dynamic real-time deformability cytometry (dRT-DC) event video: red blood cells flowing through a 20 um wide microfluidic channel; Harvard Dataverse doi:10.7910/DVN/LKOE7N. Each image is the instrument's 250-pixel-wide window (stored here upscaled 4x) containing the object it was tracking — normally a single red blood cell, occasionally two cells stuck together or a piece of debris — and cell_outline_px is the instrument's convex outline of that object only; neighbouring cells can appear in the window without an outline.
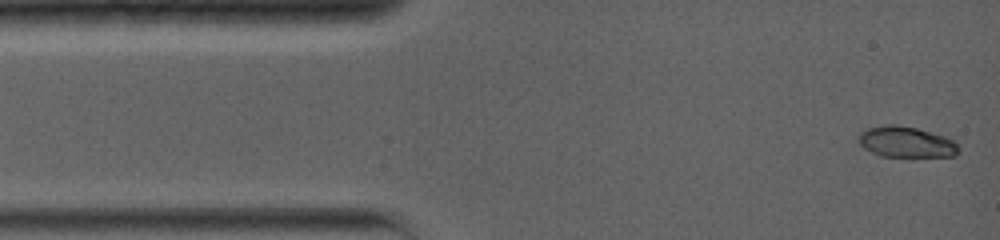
{"species": "common noctule bat (a hibernating species)", "species_latin": "Nyctalus noctula", "temperature_condition": "warm", "stored_images_in_passage": 42, "camera_frame_rate_fps": 5000, "um_per_image_px": 0.085, "animal": {"sex": "female", "body_mass_g": 19.0, "forearm_length_mm": 56.7}, "frame": {"image": 1, "passage_image": 1, "time_ms": 0.0, "image_size_px": [1000, 240], "cell_outline_px": [[960, 148], [956, 156], [880, 156], [864, 148], [860, 144], [856, 136], [860, 132], [868, 128], [888, 124], [896, 124], [916, 128], [932, 132], [944, 136], [952, 140]], "centroid_in_image_um": [77.0, 12.06], "position_along_channel_um": 8.0, "area_um2": 17.98}}
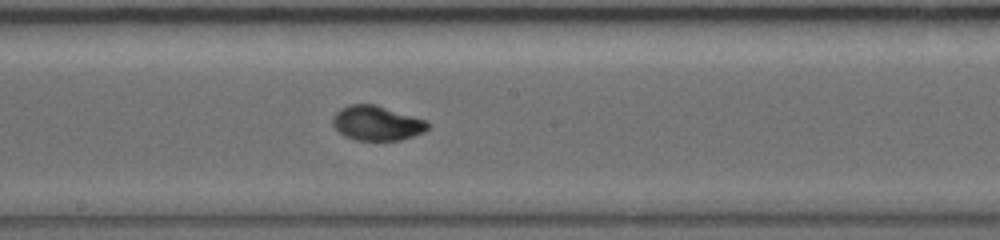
{"frame": {"image": 2, "passage_image": 19, "time_ms": 7.2, "image_size_px": [1000, 240], "cell_outline_px": [[432, 124], [424, 132], [400, 140], [356, 140], [344, 136], [332, 124], [332, 116], [340, 108], [348, 104], [376, 104], [424, 120]], "centroid_in_image_um": [32.01, 10.46], "position_along_channel_um": 216.2, "area_um2": 19.19}}
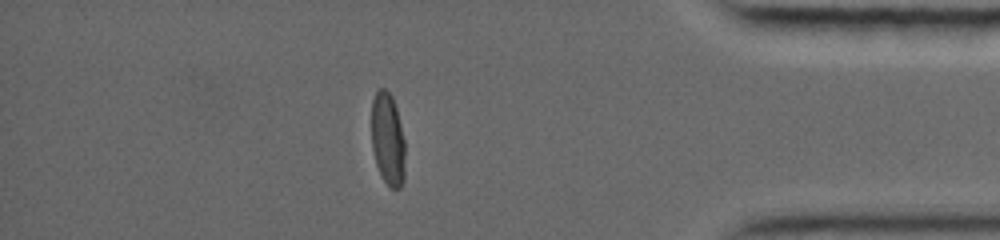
{"frame": {"image": 3, "passage_image": 36, "time_ms": 12.8, "image_size_px": [1000, 240], "cell_outline_px": [[404, 180], [400, 188], [392, 188], [384, 180], [376, 164], [372, 148], [372, 100], [376, 92], [380, 88], [384, 88], [392, 96], [396, 108], [404, 140]], "centroid_in_image_um": [32.95, 11.82], "position_along_channel_um": 402.2, "area_um2": 17.92}, "authors_computed_cell_mechanics": {"area_um2": 18.6694, "velocity_mm_per_s": 3.8928, "shape_relaxation_time_tau1_ms": 4.8794, "shape_relaxation_time_tau2_ms": null, "deformation_change_tau1": 0.2266, "deformation_change_tau2": null}}